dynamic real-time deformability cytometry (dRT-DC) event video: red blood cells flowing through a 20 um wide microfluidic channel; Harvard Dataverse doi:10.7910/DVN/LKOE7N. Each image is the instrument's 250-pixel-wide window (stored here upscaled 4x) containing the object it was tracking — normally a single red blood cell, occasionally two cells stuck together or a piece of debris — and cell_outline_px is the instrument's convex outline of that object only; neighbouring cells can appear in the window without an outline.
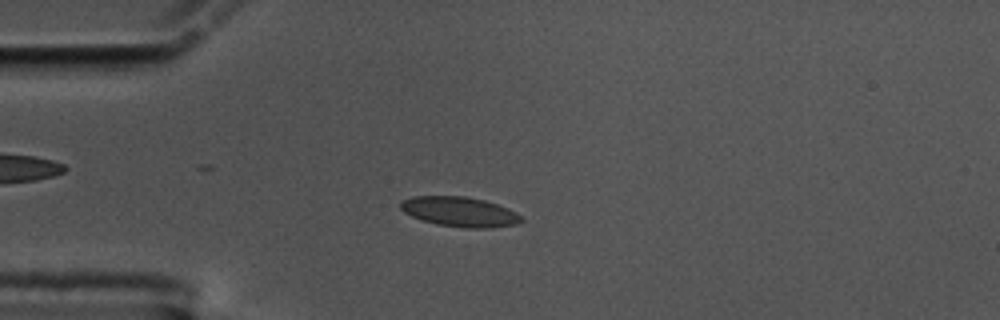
{"species": "common noctule bat (a hibernating species)", "species_latin": "Nyctalus noctula", "temperature_condition": "cold", "stored_images_in_passage": 56, "camera_frame_rate_fps": 3000, "um_per_image_px": 0.085, "animal": {"sex": "male", "body_mass_g": 17.5, "forearm_length_mm": 52.3}, "frame": {"image": 1, "passage_image": 14, "time_ms": 4.333, "image_size_px": [1000, 320], "cell_outline_px": [[524, 220], [516, 224], [492, 228], [468, 228], [436, 224], [412, 216], [404, 212], [400, 208], [400, 204], [404, 200], [412, 196], [464, 196], [484, 200], [508, 208], [516, 212]], "centroid_in_image_um": [39.09, 18.0], "position_along_channel_um": 45.9, "area_um2": 20.87}}
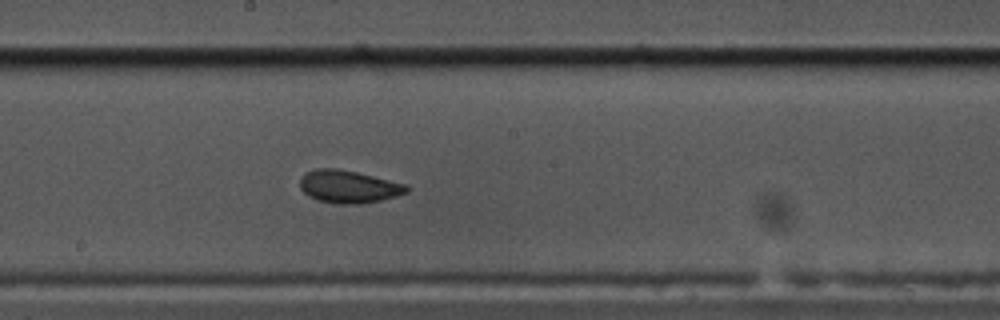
{"frame": {"image": 2, "passage_image": 30, "time_ms": 9.667, "image_size_px": [1000, 320], "cell_outline_px": [[408, 192], [396, 196], [380, 200], [360, 204], [336, 204], [316, 200], [308, 196], [300, 188], [300, 180], [304, 172], [316, 168], [336, 168], [356, 172], [408, 184]], "centroid_in_image_um": [29.61, 15.86], "position_along_channel_um": 218.6, "area_um2": 20.46}}
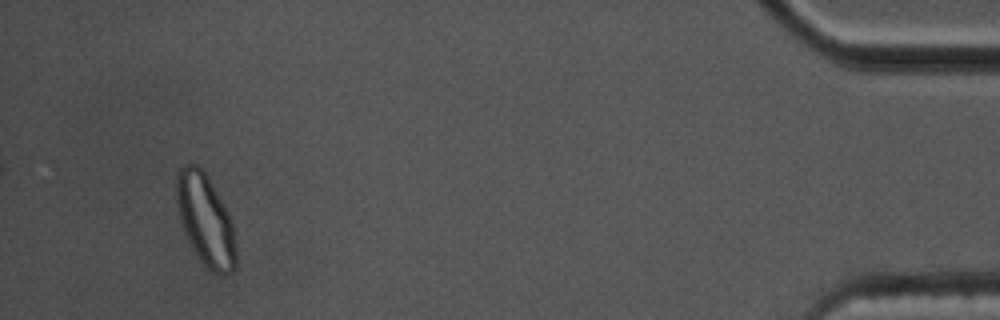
{"frame": {"image": 3, "passage_image": 53, "time_ms": 17.333, "image_size_px": [1000, 320], "cell_outline_px": [[236, 268], [232, 272], [224, 276], [220, 276], [212, 272], [200, 260], [188, 240], [184, 232], [180, 220], [176, 204], [176, 172], [184, 164], [196, 164], [208, 176], [228, 212], [232, 220], [236, 252]], "centroid_in_image_um": [17.47, 18.71], "position_along_channel_um": 417.7, "area_um2": 31.91}, "authors_computed_cell_mechanics": {"area_um2": 20.2589, "velocity_mm_per_s": 3.5444, "shape_relaxation_time_tau1_ms": 4.2904, "shape_relaxation_time_tau2_ms": 1.5968, "deformation_change_tau1": 0.1008, "deformation_change_tau2": 0.0555}}